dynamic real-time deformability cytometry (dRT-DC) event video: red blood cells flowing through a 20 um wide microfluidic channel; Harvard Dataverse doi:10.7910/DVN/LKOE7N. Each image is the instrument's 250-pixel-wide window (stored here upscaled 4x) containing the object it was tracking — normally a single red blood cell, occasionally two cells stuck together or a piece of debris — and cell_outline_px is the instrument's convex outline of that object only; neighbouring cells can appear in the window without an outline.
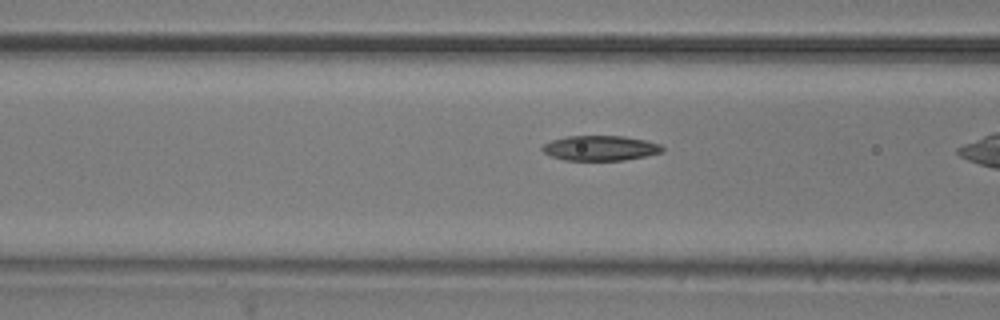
{"species": "common noctule bat (a hibernating species)", "species_latin": "Nyctalus noctula", "temperature_condition": "room temperature", "stored_images_in_passage": 16, "camera_frame_rate_fps": 3000, "um_per_image_px": 0.085, "animal": {"sex": "male", "body_mass_g": 20.5, "forearm_length_mm": 52.5}, "frame": {"image": 1, "passage_image": 10, "time_ms": 3.0, "image_size_px": [1000, 320], "cell_outline_px": [[664, 152], [624, 160], [564, 160], [552, 156], [544, 152], [540, 148], [544, 144], [552, 140], [564, 136], [624, 136], [644, 140], [660, 144], [664, 148]], "centroid_in_image_um": [51.02, 12.58], "position_along_channel_um": 115.6, "area_um2": 17.46}}